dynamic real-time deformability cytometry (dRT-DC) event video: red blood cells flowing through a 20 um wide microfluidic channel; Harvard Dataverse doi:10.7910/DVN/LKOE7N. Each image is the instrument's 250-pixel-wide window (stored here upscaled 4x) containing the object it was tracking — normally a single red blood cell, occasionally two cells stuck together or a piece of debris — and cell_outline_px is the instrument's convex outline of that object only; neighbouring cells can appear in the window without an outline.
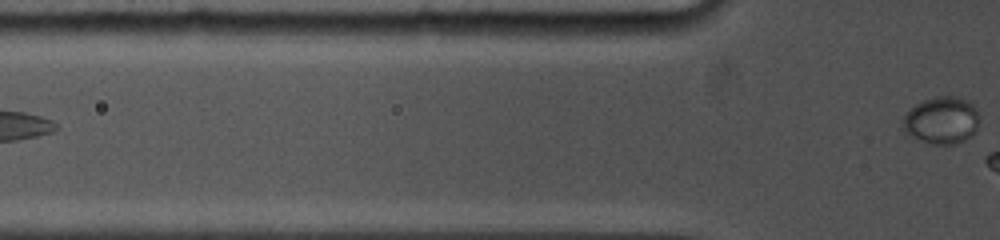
{"species": "common noctule bat (a hibernating species)", "species_latin": "Nyctalus noctula", "temperature_condition": "cold", "stored_images_in_passage": 3, "segment_of_instrument_passage": [2, 2], "camera_frame_rate_fps": 5000, "um_per_image_px": 0.085, "animal": {"sex": "female", "body_mass_g": 19.0, "forearm_length_mm": 53.3}, "frame": {"image": 1, "passage_image": 3, "time_ms": 1.6, "image_size_px": [1000, 240], "cell_outline_px": [[980, 120], [972, 136], [956, 144], [932, 144], [920, 140], [904, 132], [904, 116], [916, 104], [924, 100], [936, 96], [956, 96], [972, 104], [980, 116]], "centroid_in_image_um": [80.07, 10.23], "position_along_channel_um": 45.7, "area_um2": 20.87}}